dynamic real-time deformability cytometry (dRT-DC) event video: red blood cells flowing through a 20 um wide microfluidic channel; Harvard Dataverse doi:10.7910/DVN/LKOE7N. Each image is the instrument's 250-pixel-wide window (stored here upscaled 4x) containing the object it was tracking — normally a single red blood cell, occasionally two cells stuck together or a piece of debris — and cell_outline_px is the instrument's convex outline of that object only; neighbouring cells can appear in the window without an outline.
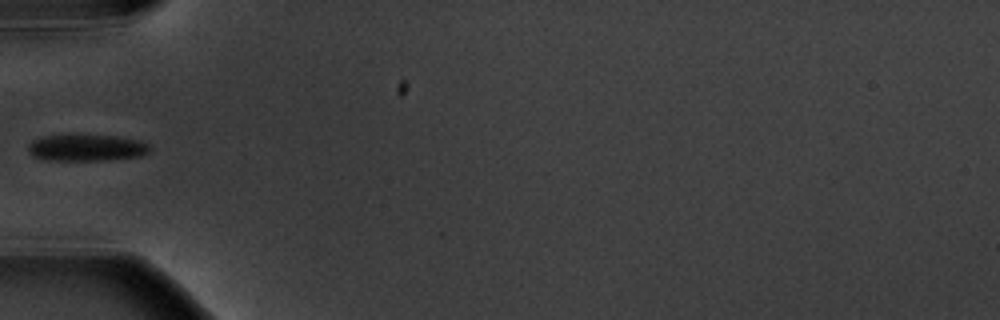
{"species": "common noctule bat (a hibernating species)", "species_latin": "Nyctalus noctula", "temperature_condition": "warm", "stored_images_in_passage": 6, "camera_frame_rate_fps": 3000, "um_per_image_px": 0.085, "animal": {"sex": "male", "body_mass_g": 20.1, "forearm_length_mm": 53.5}, "frame": {"image": 1, "passage_image": 6, "time_ms": 6.667, "image_size_px": [1000, 320], "cell_outline_px": [[152, 148], [148, 152], [140, 156], [108, 160], [44, 160], [32, 156], [28, 152], [28, 144], [32, 140], [44, 136], [116, 136], [140, 140], [148, 144]], "centroid_in_image_um": [7.35, 12.57], "position_along_channel_um": 77.6, "area_um2": 18.73}}